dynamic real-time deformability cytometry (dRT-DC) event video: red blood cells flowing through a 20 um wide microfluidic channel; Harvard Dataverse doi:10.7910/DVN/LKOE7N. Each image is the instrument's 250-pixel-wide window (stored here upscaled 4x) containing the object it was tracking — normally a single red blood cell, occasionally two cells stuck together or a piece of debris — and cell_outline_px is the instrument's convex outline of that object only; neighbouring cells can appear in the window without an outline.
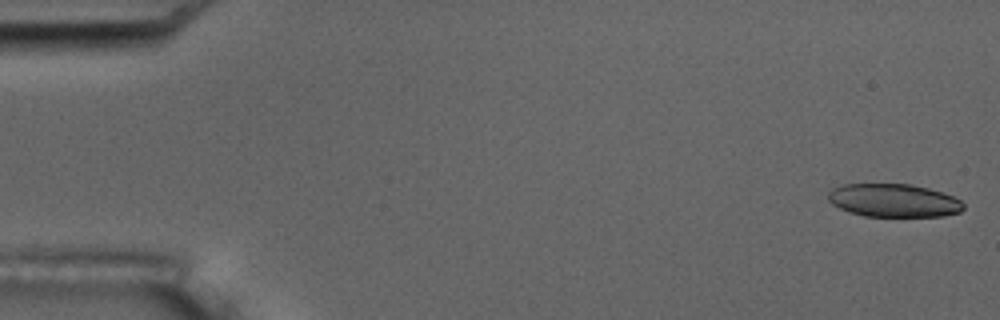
{"species": "common noctule bat (a hibernating species)", "species_latin": "Nyctalus noctula", "temperature_condition": "room temperature", "stored_images_in_passage": 6, "camera_frame_rate_fps": 3000, "um_per_image_px": 0.085, "animal": {"sex": "male", "body_mass_g": 17.5, "forearm_length_mm": 52.3}, "frame": {"image": 1, "passage_image": 1, "time_ms": 0.0, "image_size_px": [1000, 320], "cell_outline_px": [[964, 208], [960, 212], [944, 216], [864, 216], [848, 212], [832, 204], [828, 200], [828, 192], [832, 188], [844, 184], [912, 184], [944, 192], [960, 200], [964, 204]], "centroid_in_image_um": [75.96, 17.04], "position_along_channel_um": 9.0, "area_um2": 26.3}}